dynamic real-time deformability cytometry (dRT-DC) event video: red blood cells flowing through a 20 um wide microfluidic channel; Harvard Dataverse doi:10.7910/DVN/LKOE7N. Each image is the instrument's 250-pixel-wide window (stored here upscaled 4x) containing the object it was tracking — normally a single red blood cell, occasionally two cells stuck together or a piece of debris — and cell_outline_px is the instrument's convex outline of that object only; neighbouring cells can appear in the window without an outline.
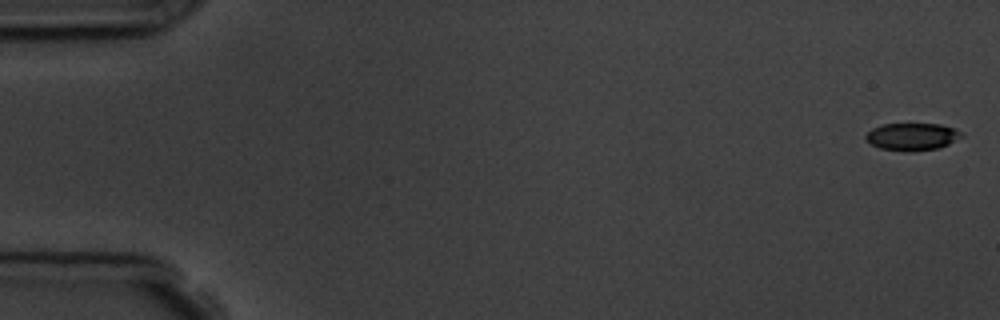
{"species": "common noctule bat (a hibernating species)", "species_latin": "Nyctalus noctula", "temperature_condition": "room temperature", "stored_images_in_passage": 6, "camera_frame_rate_fps": 3000, "um_per_image_px": 0.085, "animal": {"sex": "male", "body_mass_g": 19.5, "forearm_length_mm": 54.6}, "frame": {"image": 1, "passage_image": 1, "time_ms": 0.0, "image_size_px": [1000, 320], "cell_outline_px": [[964, 136], [940, 148], [908, 152], [904, 152], [880, 148], [872, 144], [864, 136], [872, 128], [884, 124], [940, 124], [952, 128], [960, 132]], "centroid_in_image_um": [77.53, 11.63], "position_along_channel_um": 7.5, "area_um2": 15.2}}
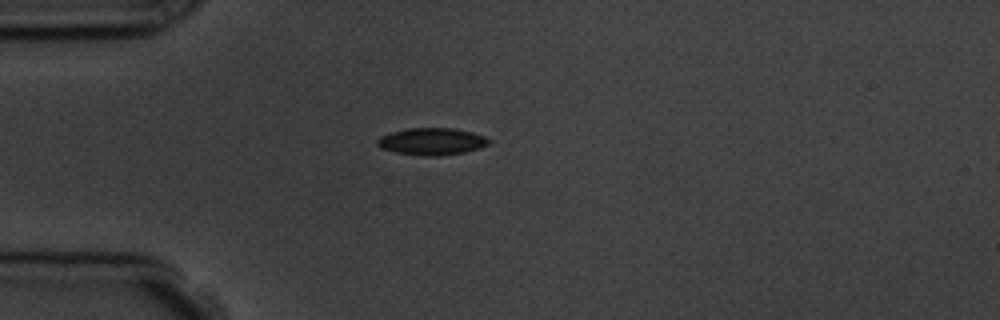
{"frame": {"image": 2, "passage_image": 5, "time_ms": 4.667, "image_size_px": [1000, 320], "cell_outline_px": [[492, 140], [488, 144], [464, 152], [436, 156], [428, 156], [396, 152], [380, 148], [376, 144], [376, 140], [380, 136], [392, 132], [408, 128], [452, 128], [472, 132], [484, 136]], "centroid_in_image_um": [36.67, 12.01], "position_along_channel_um": 48.3, "area_um2": 17.4}}